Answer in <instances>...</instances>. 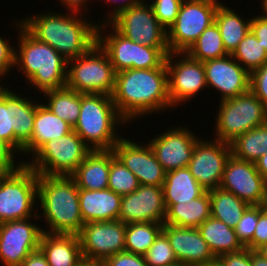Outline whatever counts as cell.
I'll return each mask as SVG.
<instances>
[{
	"mask_svg": "<svg viewBox=\"0 0 267 266\" xmlns=\"http://www.w3.org/2000/svg\"><path fill=\"white\" fill-rule=\"evenodd\" d=\"M111 96L119 115L126 122L171 108L165 62L159 68L117 72Z\"/></svg>",
	"mask_w": 267,
	"mask_h": 266,
	"instance_id": "1",
	"label": "cell"
},
{
	"mask_svg": "<svg viewBox=\"0 0 267 266\" xmlns=\"http://www.w3.org/2000/svg\"><path fill=\"white\" fill-rule=\"evenodd\" d=\"M26 16L22 26L37 40L49 44L66 60L87 53L97 43L98 23H91L79 14L68 11V15L54 13ZM85 18V19H84Z\"/></svg>",
	"mask_w": 267,
	"mask_h": 266,
	"instance_id": "2",
	"label": "cell"
},
{
	"mask_svg": "<svg viewBox=\"0 0 267 266\" xmlns=\"http://www.w3.org/2000/svg\"><path fill=\"white\" fill-rule=\"evenodd\" d=\"M16 27L20 29V34H17L19 47L15 49L16 69L23 73L30 86L36 87L42 94L65 87L68 60L49 44L33 37L22 26L21 20L16 21Z\"/></svg>",
	"mask_w": 267,
	"mask_h": 266,
	"instance_id": "3",
	"label": "cell"
},
{
	"mask_svg": "<svg viewBox=\"0 0 267 266\" xmlns=\"http://www.w3.org/2000/svg\"><path fill=\"white\" fill-rule=\"evenodd\" d=\"M38 200L47 222L45 233L75 234L84 225L78 187L70 176H46L37 174ZM49 226V227H48Z\"/></svg>",
	"mask_w": 267,
	"mask_h": 266,
	"instance_id": "4",
	"label": "cell"
},
{
	"mask_svg": "<svg viewBox=\"0 0 267 266\" xmlns=\"http://www.w3.org/2000/svg\"><path fill=\"white\" fill-rule=\"evenodd\" d=\"M119 123L127 124L119 115L112 96L81 93L80 114L73 130L91 150H112L122 138L115 131Z\"/></svg>",
	"mask_w": 267,
	"mask_h": 266,
	"instance_id": "5",
	"label": "cell"
},
{
	"mask_svg": "<svg viewBox=\"0 0 267 266\" xmlns=\"http://www.w3.org/2000/svg\"><path fill=\"white\" fill-rule=\"evenodd\" d=\"M37 199V173L26 163L9 174H0V224L29 218L39 220L42 215L33 211Z\"/></svg>",
	"mask_w": 267,
	"mask_h": 266,
	"instance_id": "6",
	"label": "cell"
},
{
	"mask_svg": "<svg viewBox=\"0 0 267 266\" xmlns=\"http://www.w3.org/2000/svg\"><path fill=\"white\" fill-rule=\"evenodd\" d=\"M219 104L215 119L216 140L231 143L247 131L267 123V108L250 89Z\"/></svg>",
	"mask_w": 267,
	"mask_h": 266,
	"instance_id": "7",
	"label": "cell"
},
{
	"mask_svg": "<svg viewBox=\"0 0 267 266\" xmlns=\"http://www.w3.org/2000/svg\"><path fill=\"white\" fill-rule=\"evenodd\" d=\"M68 66V88L84 94H113L116 72L107 53L98 43L87 53L68 60Z\"/></svg>",
	"mask_w": 267,
	"mask_h": 266,
	"instance_id": "8",
	"label": "cell"
},
{
	"mask_svg": "<svg viewBox=\"0 0 267 266\" xmlns=\"http://www.w3.org/2000/svg\"><path fill=\"white\" fill-rule=\"evenodd\" d=\"M109 26L110 23L106 20L98 24L97 43L107 53L116 73L127 69L159 68L165 62L167 56L159 48L133 42L120 34L112 25L110 27L112 33L107 35L103 33V28Z\"/></svg>",
	"mask_w": 267,
	"mask_h": 266,
	"instance_id": "9",
	"label": "cell"
},
{
	"mask_svg": "<svg viewBox=\"0 0 267 266\" xmlns=\"http://www.w3.org/2000/svg\"><path fill=\"white\" fill-rule=\"evenodd\" d=\"M91 149L72 130L59 139L45 143L26 164L37 174L70 176L83 162Z\"/></svg>",
	"mask_w": 267,
	"mask_h": 266,
	"instance_id": "10",
	"label": "cell"
},
{
	"mask_svg": "<svg viewBox=\"0 0 267 266\" xmlns=\"http://www.w3.org/2000/svg\"><path fill=\"white\" fill-rule=\"evenodd\" d=\"M109 23L127 39L170 53L167 30L157 20L152 6L142 0L116 14Z\"/></svg>",
	"mask_w": 267,
	"mask_h": 266,
	"instance_id": "11",
	"label": "cell"
},
{
	"mask_svg": "<svg viewBox=\"0 0 267 266\" xmlns=\"http://www.w3.org/2000/svg\"><path fill=\"white\" fill-rule=\"evenodd\" d=\"M36 103L6 88L0 90V138L19 154L31 139Z\"/></svg>",
	"mask_w": 267,
	"mask_h": 266,
	"instance_id": "12",
	"label": "cell"
},
{
	"mask_svg": "<svg viewBox=\"0 0 267 266\" xmlns=\"http://www.w3.org/2000/svg\"><path fill=\"white\" fill-rule=\"evenodd\" d=\"M220 3L218 0H184L174 24L167 31L170 53L186 52L214 22Z\"/></svg>",
	"mask_w": 267,
	"mask_h": 266,
	"instance_id": "13",
	"label": "cell"
},
{
	"mask_svg": "<svg viewBox=\"0 0 267 266\" xmlns=\"http://www.w3.org/2000/svg\"><path fill=\"white\" fill-rule=\"evenodd\" d=\"M126 224L119 220L87 222L77 234L85 261L102 262L125 252Z\"/></svg>",
	"mask_w": 267,
	"mask_h": 266,
	"instance_id": "14",
	"label": "cell"
},
{
	"mask_svg": "<svg viewBox=\"0 0 267 266\" xmlns=\"http://www.w3.org/2000/svg\"><path fill=\"white\" fill-rule=\"evenodd\" d=\"M174 56L181 59H174ZM165 65L168 73V94L173 108L207 88L203 62L193 59L186 52L169 53Z\"/></svg>",
	"mask_w": 267,
	"mask_h": 266,
	"instance_id": "15",
	"label": "cell"
},
{
	"mask_svg": "<svg viewBox=\"0 0 267 266\" xmlns=\"http://www.w3.org/2000/svg\"><path fill=\"white\" fill-rule=\"evenodd\" d=\"M220 188L248 205H260L267 198V181L258 172L255 163L232 154L226 161Z\"/></svg>",
	"mask_w": 267,
	"mask_h": 266,
	"instance_id": "16",
	"label": "cell"
},
{
	"mask_svg": "<svg viewBox=\"0 0 267 266\" xmlns=\"http://www.w3.org/2000/svg\"><path fill=\"white\" fill-rule=\"evenodd\" d=\"M30 219L0 224V260L4 266H21L30 253L39 249L43 230Z\"/></svg>",
	"mask_w": 267,
	"mask_h": 266,
	"instance_id": "17",
	"label": "cell"
},
{
	"mask_svg": "<svg viewBox=\"0 0 267 266\" xmlns=\"http://www.w3.org/2000/svg\"><path fill=\"white\" fill-rule=\"evenodd\" d=\"M208 140L197 141L188 165L193 177L207 191L220 187L226 161L231 155L229 143Z\"/></svg>",
	"mask_w": 267,
	"mask_h": 266,
	"instance_id": "18",
	"label": "cell"
},
{
	"mask_svg": "<svg viewBox=\"0 0 267 266\" xmlns=\"http://www.w3.org/2000/svg\"><path fill=\"white\" fill-rule=\"evenodd\" d=\"M199 139L188 128L178 126L168 128L148 143L164 171L169 172L188 167Z\"/></svg>",
	"mask_w": 267,
	"mask_h": 266,
	"instance_id": "19",
	"label": "cell"
},
{
	"mask_svg": "<svg viewBox=\"0 0 267 266\" xmlns=\"http://www.w3.org/2000/svg\"><path fill=\"white\" fill-rule=\"evenodd\" d=\"M121 138L113 147L115 156L136 176L140 185L162 186L166 172L149 143L138 144Z\"/></svg>",
	"mask_w": 267,
	"mask_h": 266,
	"instance_id": "20",
	"label": "cell"
},
{
	"mask_svg": "<svg viewBox=\"0 0 267 266\" xmlns=\"http://www.w3.org/2000/svg\"><path fill=\"white\" fill-rule=\"evenodd\" d=\"M166 207L162 186L140 185L134 192L121 198L119 221L164 223Z\"/></svg>",
	"mask_w": 267,
	"mask_h": 266,
	"instance_id": "21",
	"label": "cell"
},
{
	"mask_svg": "<svg viewBox=\"0 0 267 266\" xmlns=\"http://www.w3.org/2000/svg\"><path fill=\"white\" fill-rule=\"evenodd\" d=\"M207 87L221 93V100L234 98L250 89V73L231 54L203 62Z\"/></svg>",
	"mask_w": 267,
	"mask_h": 266,
	"instance_id": "22",
	"label": "cell"
},
{
	"mask_svg": "<svg viewBox=\"0 0 267 266\" xmlns=\"http://www.w3.org/2000/svg\"><path fill=\"white\" fill-rule=\"evenodd\" d=\"M162 232L167 236L179 264L198 266L216 259L197 228L163 223Z\"/></svg>",
	"mask_w": 267,
	"mask_h": 266,
	"instance_id": "23",
	"label": "cell"
},
{
	"mask_svg": "<svg viewBox=\"0 0 267 266\" xmlns=\"http://www.w3.org/2000/svg\"><path fill=\"white\" fill-rule=\"evenodd\" d=\"M80 212L84 224L119 219L121 195L109 188L86 190L78 188Z\"/></svg>",
	"mask_w": 267,
	"mask_h": 266,
	"instance_id": "24",
	"label": "cell"
},
{
	"mask_svg": "<svg viewBox=\"0 0 267 266\" xmlns=\"http://www.w3.org/2000/svg\"><path fill=\"white\" fill-rule=\"evenodd\" d=\"M114 157L113 150H91L70 177L78 188L106 189L108 188L110 162Z\"/></svg>",
	"mask_w": 267,
	"mask_h": 266,
	"instance_id": "25",
	"label": "cell"
},
{
	"mask_svg": "<svg viewBox=\"0 0 267 266\" xmlns=\"http://www.w3.org/2000/svg\"><path fill=\"white\" fill-rule=\"evenodd\" d=\"M39 249L50 266H78L84 261L78 236L43 232Z\"/></svg>",
	"mask_w": 267,
	"mask_h": 266,
	"instance_id": "26",
	"label": "cell"
},
{
	"mask_svg": "<svg viewBox=\"0 0 267 266\" xmlns=\"http://www.w3.org/2000/svg\"><path fill=\"white\" fill-rule=\"evenodd\" d=\"M73 127L53 114L43 103H36V116L31 139L23 146V153L34 155L45 143L59 139Z\"/></svg>",
	"mask_w": 267,
	"mask_h": 266,
	"instance_id": "27",
	"label": "cell"
},
{
	"mask_svg": "<svg viewBox=\"0 0 267 266\" xmlns=\"http://www.w3.org/2000/svg\"><path fill=\"white\" fill-rule=\"evenodd\" d=\"M162 188L166 210L172 204L191 202L207 191L193 177L188 167L166 172Z\"/></svg>",
	"mask_w": 267,
	"mask_h": 266,
	"instance_id": "28",
	"label": "cell"
},
{
	"mask_svg": "<svg viewBox=\"0 0 267 266\" xmlns=\"http://www.w3.org/2000/svg\"><path fill=\"white\" fill-rule=\"evenodd\" d=\"M197 229L215 258L245 248L238 239L234 228L212 216L199 225Z\"/></svg>",
	"mask_w": 267,
	"mask_h": 266,
	"instance_id": "29",
	"label": "cell"
},
{
	"mask_svg": "<svg viewBox=\"0 0 267 266\" xmlns=\"http://www.w3.org/2000/svg\"><path fill=\"white\" fill-rule=\"evenodd\" d=\"M211 216V200L206 191L191 202L172 204L166 210L164 223L179 227L197 228Z\"/></svg>",
	"mask_w": 267,
	"mask_h": 266,
	"instance_id": "30",
	"label": "cell"
},
{
	"mask_svg": "<svg viewBox=\"0 0 267 266\" xmlns=\"http://www.w3.org/2000/svg\"><path fill=\"white\" fill-rule=\"evenodd\" d=\"M234 10L220 3L214 18V22L219 28L224 47L229 54L233 53L239 43L251 30V18L245 20L241 15L234 12Z\"/></svg>",
	"mask_w": 267,
	"mask_h": 266,
	"instance_id": "31",
	"label": "cell"
},
{
	"mask_svg": "<svg viewBox=\"0 0 267 266\" xmlns=\"http://www.w3.org/2000/svg\"><path fill=\"white\" fill-rule=\"evenodd\" d=\"M208 192L211 200V216L235 228L250 205L220 187L210 189Z\"/></svg>",
	"mask_w": 267,
	"mask_h": 266,
	"instance_id": "32",
	"label": "cell"
},
{
	"mask_svg": "<svg viewBox=\"0 0 267 266\" xmlns=\"http://www.w3.org/2000/svg\"><path fill=\"white\" fill-rule=\"evenodd\" d=\"M47 104H44L53 114L70 124L72 127L78 121L81 108V93L67 86L54 90H47Z\"/></svg>",
	"mask_w": 267,
	"mask_h": 266,
	"instance_id": "33",
	"label": "cell"
},
{
	"mask_svg": "<svg viewBox=\"0 0 267 266\" xmlns=\"http://www.w3.org/2000/svg\"><path fill=\"white\" fill-rule=\"evenodd\" d=\"M229 144L234 157L255 162L267 152V123L247 131Z\"/></svg>",
	"mask_w": 267,
	"mask_h": 266,
	"instance_id": "34",
	"label": "cell"
},
{
	"mask_svg": "<svg viewBox=\"0 0 267 266\" xmlns=\"http://www.w3.org/2000/svg\"><path fill=\"white\" fill-rule=\"evenodd\" d=\"M163 223L138 222L126 224L125 251L144 256L162 232Z\"/></svg>",
	"mask_w": 267,
	"mask_h": 266,
	"instance_id": "35",
	"label": "cell"
},
{
	"mask_svg": "<svg viewBox=\"0 0 267 266\" xmlns=\"http://www.w3.org/2000/svg\"><path fill=\"white\" fill-rule=\"evenodd\" d=\"M186 53L200 62L229 55L224 47L219 28L215 22L202 32Z\"/></svg>",
	"mask_w": 267,
	"mask_h": 266,
	"instance_id": "36",
	"label": "cell"
},
{
	"mask_svg": "<svg viewBox=\"0 0 267 266\" xmlns=\"http://www.w3.org/2000/svg\"><path fill=\"white\" fill-rule=\"evenodd\" d=\"M231 55L249 73L267 63V52L251 30Z\"/></svg>",
	"mask_w": 267,
	"mask_h": 266,
	"instance_id": "37",
	"label": "cell"
},
{
	"mask_svg": "<svg viewBox=\"0 0 267 266\" xmlns=\"http://www.w3.org/2000/svg\"><path fill=\"white\" fill-rule=\"evenodd\" d=\"M139 186L136 176L115 156L110 162L108 188L124 196L134 192Z\"/></svg>",
	"mask_w": 267,
	"mask_h": 266,
	"instance_id": "38",
	"label": "cell"
},
{
	"mask_svg": "<svg viewBox=\"0 0 267 266\" xmlns=\"http://www.w3.org/2000/svg\"><path fill=\"white\" fill-rule=\"evenodd\" d=\"M148 266H176L179 261L167 236L161 232L144 255Z\"/></svg>",
	"mask_w": 267,
	"mask_h": 266,
	"instance_id": "39",
	"label": "cell"
},
{
	"mask_svg": "<svg viewBox=\"0 0 267 266\" xmlns=\"http://www.w3.org/2000/svg\"><path fill=\"white\" fill-rule=\"evenodd\" d=\"M261 213L260 205H250L234 228L238 239L244 246L252 240Z\"/></svg>",
	"mask_w": 267,
	"mask_h": 266,
	"instance_id": "40",
	"label": "cell"
},
{
	"mask_svg": "<svg viewBox=\"0 0 267 266\" xmlns=\"http://www.w3.org/2000/svg\"><path fill=\"white\" fill-rule=\"evenodd\" d=\"M184 0H154L150 5L159 23L168 31L174 24Z\"/></svg>",
	"mask_w": 267,
	"mask_h": 266,
	"instance_id": "41",
	"label": "cell"
},
{
	"mask_svg": "<svg viewBox=\"0 0 267 266\" xmlns=\"http://www.w3.org/2000/svg\"><path fill=\"white\" fill-rule=\"evenodd\" d=\"M250 90L267 108V63L250 73Z\"/></svg>",
	"mask_w": 267,
	"mask_h": 266,
	"instance_id": "42",
	"label": "cell"
},
{
	"mask_svg": "<svg viewBox=\"0 0 267 266\" xmlns=\"http://www.w3.org/2000/svg\"><path fill=\"white\" fill-rule=\"evenodd\" d=\"M16 150L3 139L0 138V174H9L18 168H20L27 161H21L15 165V156ZM14 157V158H13Z\"/></svg>",
	"mask_w": 267,
	"mask_h": 266,
	"instance_id": "43",
	"label": "cell"
},
{
	"mask_svg": "<svg viewBox=\"0 0 267 266\" xmlns=\"http://www.w3.org/2000/svg\"><path fill=\"white\" fill-rule=\"evenodd\" d=\"M101 266H148L144 256L129 252L117 253L104 259Z\"/></svg>",
	"mask_w": 267,
	"mask_h": 266,
	"instance_id": "44",
	"label": "cell"
},
{
	"mask_svg": "<svg viewBox=\"0 0 267 266\" xmlns=\"http://www.w3.org/2000/svg\"><path fill=\"white\" fill-rule=\"evenodd\" d=\"M10 42L0 36V79L15 67V49Z\"/></svg>",
	"mask_w": 267,
	"mask_h": 266,
	"instance_id": "45",
	"label": "cell"
},
{
	"mask_svg": "<svg viewBox=\"0 0 267 266\" xmlns=\"http://www.w3.org/2000/svg\"><path fill=\"white\" fill-rule=\"evenodd\" d=\"M217 259L223 266H252V250L244 248L238 252L223 254Z\"/></svg>",
	"mask_w": 267,
	"mask_h": 266,
	"instance_id": "46",
	"label": "cell"
},
{
	"mask_svg": "<svg viewBox=\"0 0 267 266\" xmlns=\"http://www.w3.org/2000/svg\"><path fill=\"white\" fill-rule=\"evenodd\" d=\"M267 243V217L261 213L258 218V223L255 227L252 240L245 246L250 250H256L263 244Z\"/></svg>",
	"mask_w": 267,
	"mask_h": 266,
	"instance_id": "47",
	"label": "cell"
},
{
	"mask_svg": "<svg viewBox=\"0 0 267 266\" xmlns=\"http://www.w3.org/2000/svg\"><path fill=\"white\" fill-rule=\"evenodd\" d=\"M251 31L267 52V18L261 14L251 18Z\"/></svg>",
	"mask_w": 267,
	"mask_h": 266,
	"instance_id": "48",
	"label": "cell"
},
{
	"mask_svg": "<svg viewBox=\"0 0 267 266\" xmlns=\"http://www.w3.org/2000/svg\"><path fill=\"white\" fill-rule=\"evenodd\" d=\"M21 266H50L47 262L45 255L40 249L29 254L28 257L24 259Z\"/></svg>",
	"mask_w": 267,
	"mask_h": 266,
	"instance_id": "49",
	"label": "cell"
},
{
	"mask_svg": "<svg viewBox=\"0 0 267 266\" xmlns=\"http://www.w3.org/2000/svg\"><path fill=\"white\" fill-rule=\"evenodd\" d=\"M107 1V2H106ZM123 2H121V4H119L120 0H105V3H114V4H118L116 5L114 8H113V11H112V8H111V14L110 12H108L109 14L106 16V20L109 22L116 14H118L120 11L124 10V9H127L129 8L131 5L133 4H136L142 0H121Z\"/></svg>",
	"mask_w": 267,
	"mask_h": 266,
	"instance_id": "50",
	"label": "cell"
},
{
	"mask_svg": "<svg viewBox=\"0 0 267 266\" xmlns=\"http://www.w3.org/2000/svg\"><path fill=\"white\" fill-rule=\"evenodd\" d=\"M64 7L66 6L69 11L81 12V8H84L85 12H88L89 6L87 7L88 0H60ZM85 5V6H84ZM87 7V8H86Z\"/></svg>",
	"mask_w": 267,
	"mask_h": 266,
	"instance_id": "51",
	"label": "cell"
},
{
	"mask_svg": "<svg viewBox=\"0 0 267 266\" xmlns=\"http://www.w3.org/2000/svg\"><path fill=\"white\" fill-rule=\"evenodd\" d=\"M256 169L262 175V177L267 181V152L263 154L255 162Z\"/></svg>",
	"mask_w": 267,
	"mask_h": 266,
	"instance_id": "52",
	"label": "cell"
},
{
	"mask_svg": "<svg viewBox=\"0 0 267 266\" xmlns=\"http://www.w3.org/2000/svg\"><path fill=\"white\" fill-rule=\"evenodd\" d=\"M252 266H267V260L255 250H252Z\"/></svg>",
	"mask_w": 267,
	"mask_h": 266,
	"instance_id": "53",
	"label": "cell"
},
{
	"mask_svg": "<svg viewBox=\"0 0 267 266\" xmlns=\"http://www.w3.org/2000/svg\"><path fill=\"white\" fill-rule=\"evenodd\" d=\"M255 251L267 260V243L263 244L262 246L257 248Z\"/></svg>",
	"mask_w": 267,
	"mask_h": 266,
	"instance_id": "54",
	"label": "cell"
},
{
	"mask_svg": "<svg viewBox=\"0 0 267 266\" xmlns=\"http://www.w3.org/2000/svg\"><path fill=\"white\" fill-rule=\"evenodd\" d=\"M78 266H101V262L83 261Z\"/></svg>",
	"mask_w": 267,
	"mask_h": 266,
	"instance_id": "55",
	"label": "cell"
},
{
	"mask_svg": "<svg viewBox=\"0 0 267 266\" xmlns=\"http://www.w3.org/2000/svg\"><path fill=\"white\" fill-rule=\"evenodd\" d=\"M198 266H223L222 263L216 258L214 261L209 262V263H205L202 265H198Z\"/></svg>",
	"mask_w": 267,
	"mask_h": 266,
	"instance_id": "56",
	"label": "cell"
},
{
	"mask_svg": "<svg viewBox=\"0 0 267 266\" xmlns=\"http://www.w3.org/2000/svg\"><path fill=\"white\" fill-rule=\"evenodd\" d=\"M261 212L267 217V198L260 204Z\"/></svg>",
	"mask_w": 267,
	"mask_h": 266,
	"instance_id": "57",
	"label": "cell"
},
{
	"mask_svg": "<svg viewBox=\"0 0 267 266\" xmlns=\"http://www.w3.org/2000/svg\"><path fill=\"white\" fill-rule=\"evenodd\" d=\"M261 3L263 11L261 14L264 13L263 16L267 18V0H262Z\"/></svg>",
	"mask_w": 267,
	"mask_h": 266,
	"instance_id": "58",
	"label": "cell"
},
{
	"mask_svg": "<svg viewBox=\"0 0 267 266\" xmlns=\"http://www.w3.org/2000/svg\"><path fill=\"white\" fill-rule=\"evenodd\" d=\"M176 266H190V265H185V264H178Z\"/></svg>",
	"mask_w": 267,
	"mask_h": 266,
	"instance_id": "59",
	"label": "cell"
},
{
	"mask_svg": "<svg viewBox=\"0 0 267 266\" xmlns=\"http://www.w3.org/2000/svg\"><path fill=\"white\" fill-rule=\"evenodd\" d=\"M0 81H2L1 79H0ZM1 84V83H0ZM4 86H2V85H0V90L3 88Z\"/></svg>",
	"mask_w": 267,
	"mask_h": 266,
	"instance_id": "60",
	"label": "cell"
}]
</instances>
